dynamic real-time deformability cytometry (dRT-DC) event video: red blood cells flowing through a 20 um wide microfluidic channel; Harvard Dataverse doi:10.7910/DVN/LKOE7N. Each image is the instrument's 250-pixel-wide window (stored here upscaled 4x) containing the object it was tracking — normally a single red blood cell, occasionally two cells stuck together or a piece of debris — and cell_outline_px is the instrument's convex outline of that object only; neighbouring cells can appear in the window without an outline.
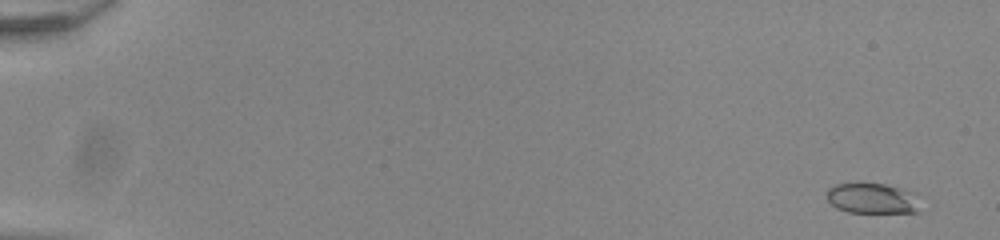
{"species": "common noctule bat (a hibernating species)", "species_latin": "Nyctalus noctula", "temperature_condition": "room temperature", "stored_images_in_passage": 55, "camera_frame_rate_fps": 3000, "um_per_image_px": 0.085, "animal": {"sex": "male", "body_mass_g": 20.0, "forearm_length_mm": 53.3}, "frame": {"image": 1, "passage_image": 3, "time_ms": 0.667, "image_size_px": [1000, 240], "cell_outline_px": [[920, 212], [848, 212], [836, 208], [828, 200], [828, 188], [836, 184], [884, 184], [904, 188], [916, 192]], "centroid_in_image_um": [74.2, 16.86], "position_along_channel_um": 10.8, "area_um2": 16.53}}
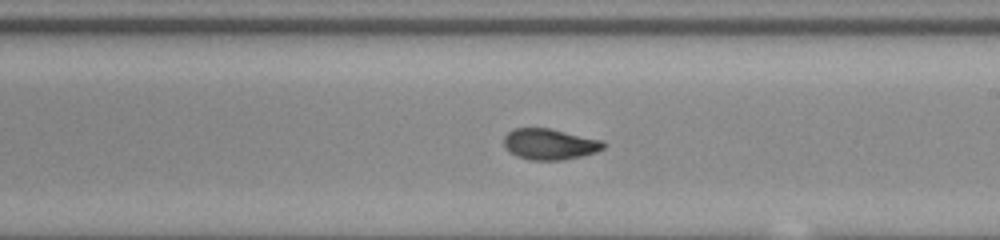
{"frame": {"image": 2, "passage_image": 34, "time_ms": 11.0, "image_size_px": [1000, 240], "cell_outline_px": [[608, 144], [604, 148], [596, 152], [580, 156], [560, 160], [528, 160], [516, 156], [508, 152], [504, 148], [504, 136], [512, 128], [548, 128], [604, 140]], "centroid_in_image_um": [46.71, 12.25], "position_along_channel_um": 242.3, "area_um2": 18.21}}
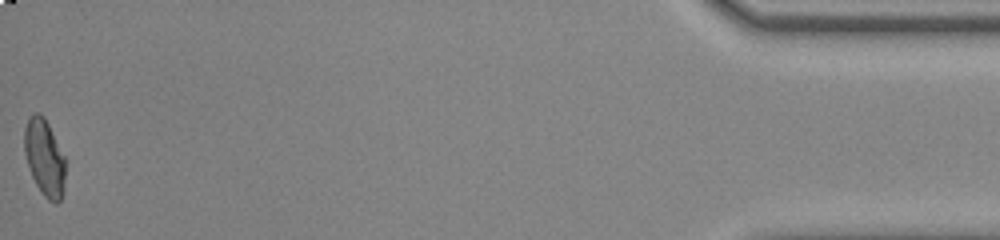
{"frame": {"image": 3, "passage_image": 55, "time_ms": 18.0, "image_size_px": [1000, 240], "cell_outline_px": [[64, 188], [60, 200], [56, 204], [48, 200], [44, 196], [36, 184], [32, 176], [24, 152], [24, 128], [28, 116], [32, 112], [40, 112], [44, 116], [64, 156]], "centroid_in_image_um": [3.76, 13.36], "position_along_channel_um": 431.4, "area_um2": 18.26}, "authors_computed_cell_mechanics": {"area_um2": 18.0914, "velocity_mm_per_s": 3.9106, "shape_relaxation_time_tau1_ms": 9.2631, "shape_relaxation_time_tau2_ms": 1.2839, "deformation_change_tau1": 0.2224, "deformation_change_tau2": 0.062}}